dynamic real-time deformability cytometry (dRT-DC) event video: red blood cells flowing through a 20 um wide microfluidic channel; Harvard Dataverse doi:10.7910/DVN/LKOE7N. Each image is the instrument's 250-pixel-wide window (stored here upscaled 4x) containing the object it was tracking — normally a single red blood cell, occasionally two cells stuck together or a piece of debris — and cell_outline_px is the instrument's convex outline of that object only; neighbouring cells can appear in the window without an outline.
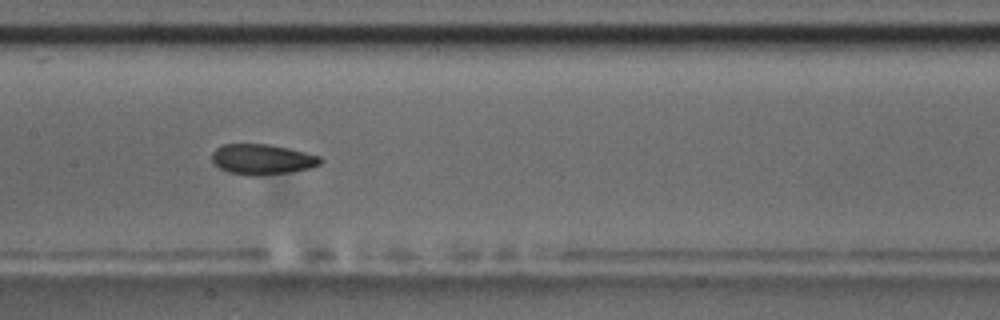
{"species": "common noctule bat (a hibernating species)", "species_latin": "Nyctalus noctula", "temperature_condition": "room temperature", "stored_images_in_passage": 14, "camera_frame_rate_fps": 3000, "um_per_image_px": 0.085, "animal": {"sex": "male", "body_mass_g": 17.5, "forearm_length_mm": 52.3}, "frame": {"image": 1, "passage_image": 7, "time_ms": 7.667, "image_size_px": [1000, 320], "cell_outline_px": [[324, 160], [320, 164], [308, 168], [292, 172], [256, 176], [248, 176], [228, 172], [212, 164], [212, 152], [216, 148], [224, 144], [268, 144], [288, 148], [320, 156]], "centroid_in_image_um": [22.26, 13.55], "position_along_channel_um": 185.1, "area_um2": 19.36}, "authors_computed_cell_mechanics": {"area_um2": 19.652, "velocity_mm_per_s": 3.5231, "shape_relaxation_time_tau1_ms": 4.0102, "shape_relaxation_time_tau2_ms": 5.4361, "deformation_change_tau1": 0.0927, "deformation_change_tau2": 0.0661}}